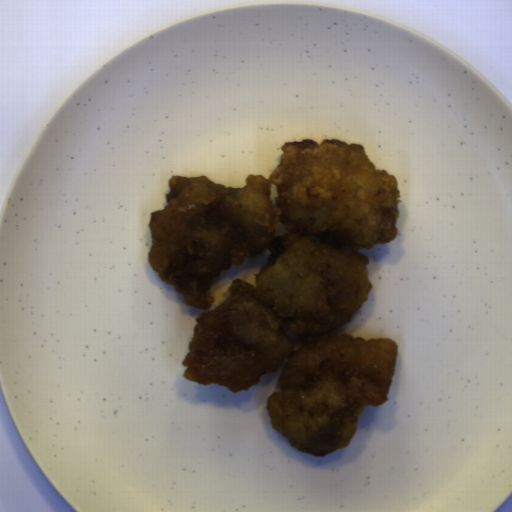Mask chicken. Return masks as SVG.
Wrapping results in <instances>:
<instances>
[{
    "mask_svg": "<svg viewBox=\"0 0 512 512\" xmlns=\"http://www.w3.org/2000/svg\"><path fill=\"white\" fill-rule=\"evenodd\" d=\"M281 148L268 179L249 176L243 188L173 175L164 209L149 213L148 260L184 305L203 310L222 272L271 252L256 286L238 277L198 315L183 377L235 394L285 362L265 405L271 427L322 458L350 444L366 406L389 399L398 344L335 332L369 297L360 250L397 236L400 193L362 144L306 138Z\"/></svg>",
    "mask_w": 512,
    "mask_h": 512,
    "instance_id": "ae283196",
    "label": "chicken"
}]
</instances>
